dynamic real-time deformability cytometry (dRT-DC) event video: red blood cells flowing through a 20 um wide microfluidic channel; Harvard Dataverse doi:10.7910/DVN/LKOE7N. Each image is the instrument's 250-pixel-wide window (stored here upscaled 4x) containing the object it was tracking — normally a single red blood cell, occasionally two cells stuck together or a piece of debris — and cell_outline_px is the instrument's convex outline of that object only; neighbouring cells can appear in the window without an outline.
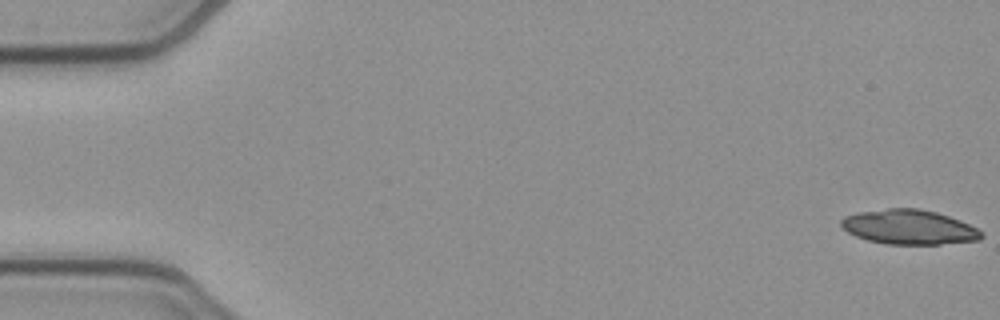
{"species": "common noctule bat (a hibernating species)", "species_latin": "Nyctalus noctula", "temperature_condition": "cold", "stored_images_in_passage": 53, "camera_frame_rate_fps": 3000, "um_per_image_px": 0.085, "animal": {"sex": "female", "body_mass_g": 21.9}, "frame": {"image": 1, "passage_image": 1, "time_ms": 0.0, "image_size_px": [1000, 320], "cell_outline_px": [[984, 236], [980, 240], [940, 244], [888, 244], [868, 240], [856, 236], [848, 232], [840, 224], [840, 220], [844, 216], [856, 212], [888, 208], [916, 208], [936, 212], [960, 220], [984, 232]], "centroid_in_image_um": [77.27, 19.3], "position_along_channel_um": 7.7, "area_um2": 28.32}}
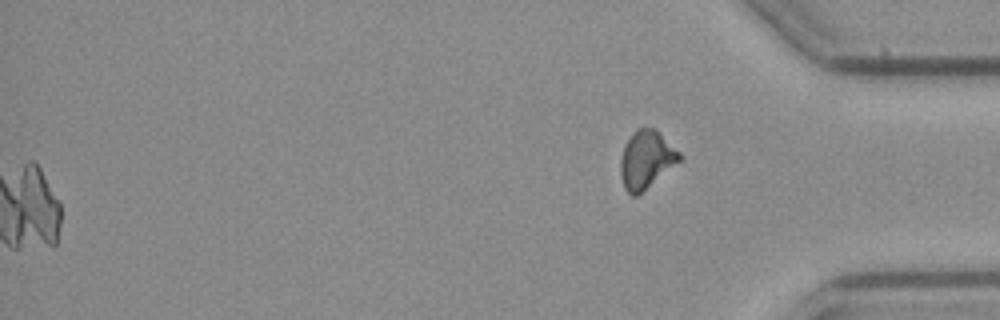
{"frame": {"image": 2, "passage_image": 53, "time_ms": 17.333, "image_size_px": [1000, 320], "cell_outline_px": [[680, 160], [636, 196], [632, 196], [624, 188], [620, 176], [620, 160], [624, 144], [632, 132], [636, 128], [656, 128], [680, 152]], "centroid_in_image_um": [54.89, 13.53], "position_along_channel_um": 380.3, "area_um2": 19.71}}